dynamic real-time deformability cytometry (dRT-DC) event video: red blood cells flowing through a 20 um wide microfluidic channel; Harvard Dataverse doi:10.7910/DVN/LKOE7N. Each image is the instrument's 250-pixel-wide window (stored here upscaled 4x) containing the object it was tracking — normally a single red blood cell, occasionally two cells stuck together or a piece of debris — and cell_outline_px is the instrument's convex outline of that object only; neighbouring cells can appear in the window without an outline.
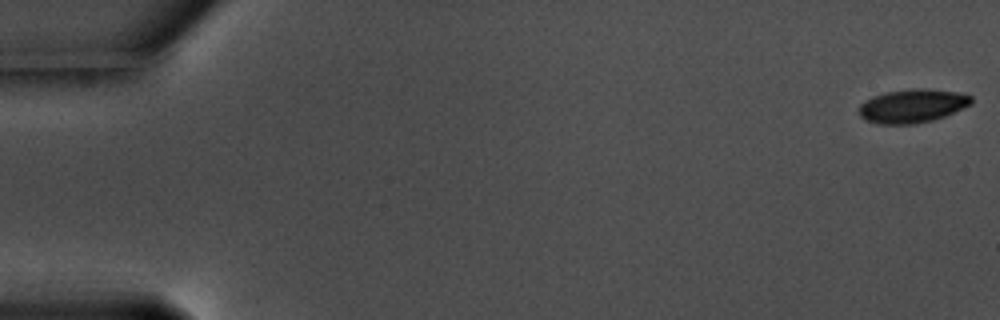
{"species": "common noctule bat (a hibernating species)", "species_latin": "Nyctalus noctula", "temperature_condition": "warm", "stored_images_in_passage": 58, "camera_frame_rate_fps": 3000, "um_per_image_px": 0.085, "animal": {"sex": "male", "body_mass_g": 17.5, "forearm_length_mm": 52.3}, "frame": {"image": 1, "passage_image": 1, "time_ms": 0.0, "image_size_px": [1000, 320], "cell_outline_px": [[972, 104], [944, 116], [932, 120], [916, 124], [880, 124], [864, 120], [860, 116], [860, 104], [864, 100], [872, 96], [884, 92], [912, 88], [920, 88], [956, 92], [972, 96]], "centroid_in_image_um": [77.52, 9.0], "position_along_channel_um": 7.5, "area_um2": 22.02}}
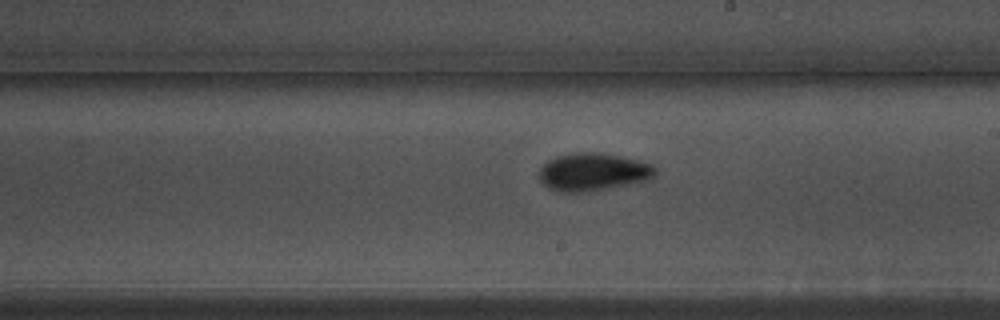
{"frame": {"image": 2, "passage_image": 34, "time_ms": 11.0, "image_size_px": [1000, 320], "cell_outline_px": [[656, 172], [648, 180], [608, 188], [584, 192], [560, 192], [548, 188], [540, 180], [540, 168], [548, 160], [556, 156], [576, 152], [600, 152], [640, 160], [652, 164], [656, 168]], "centroid_in_image_um": [50.4, 14.6], "position_along_channel_um": 238.6, "area_um2": 25.55}}
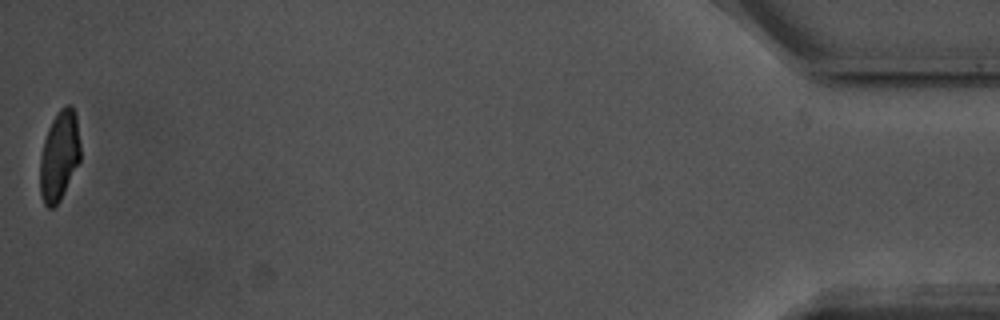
{"frame": {"image": 3, "passage_image": 58, "time_ms": 19.0, "image_size_px": [1000, 320], "cell_outline_px": [[80, 160], [60, 200], [52, 208], [48, 208], [44, 204], [40, 192], [40, 156], [44, 140], [48, 128], [52, 120], [60, 108], [68, 104], [72, 104], [76, 112], [80, 144]], "centroid_in_image_um": [5.04, 13.21], "position_along_channel_um": 430.2, "area_um2": 21.21}, "authors_computed_cell_mechanics": {"area_um2": 22.8599, "velocity_mm_per_s": 3.5564, "shape_relaxation_time_tau1_ms": 3.1275, "shape_relaxation_time_tau2_ms": 1.7501, "deformation_change_tau1": 0.1274, "deformation_change_tau2": 0.0635}}